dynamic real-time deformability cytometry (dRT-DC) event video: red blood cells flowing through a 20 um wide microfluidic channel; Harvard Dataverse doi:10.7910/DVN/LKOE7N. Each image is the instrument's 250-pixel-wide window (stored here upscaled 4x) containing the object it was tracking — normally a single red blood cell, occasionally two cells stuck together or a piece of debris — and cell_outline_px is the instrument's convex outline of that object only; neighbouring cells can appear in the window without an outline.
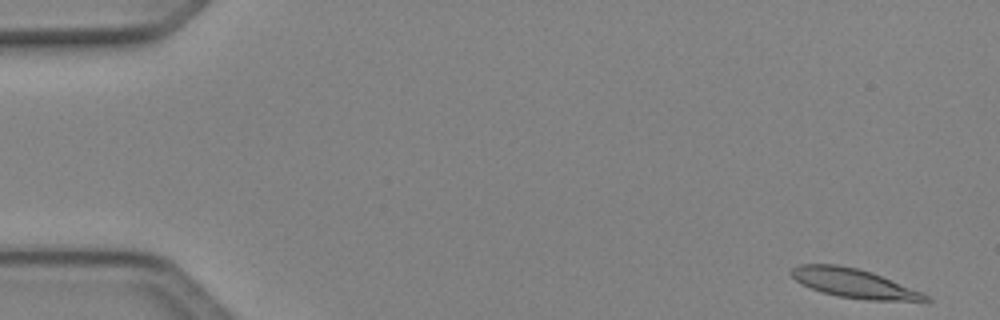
{"species": "Egyptian fruit bat (a non-hibernating species)", "species_latin": "Rousettus aegyptiacus", "temperature_condition": "cold", "stored_images_in_passage": 49, "camera_frame_rate_fps": 3000, "um_per_image_px": 0.085, "animal": {"sex": "female"}, "frame": {"image": 1, "passage_image": 1, "time_ms": 0.0, "image_size_px": [1000, 320], "cell_outline_px": [[932, 300], [868, 300], [836, 296], [820, 292], [796, 280], [788, 272], [792, 268], [800, 264], [836, 264], [856, 268], [872, 272], [924, 292]], "centroid_in_image_um": [72.57, 24.07], "position_along_channel_um": 12.4, "area_um2": 22.6}}
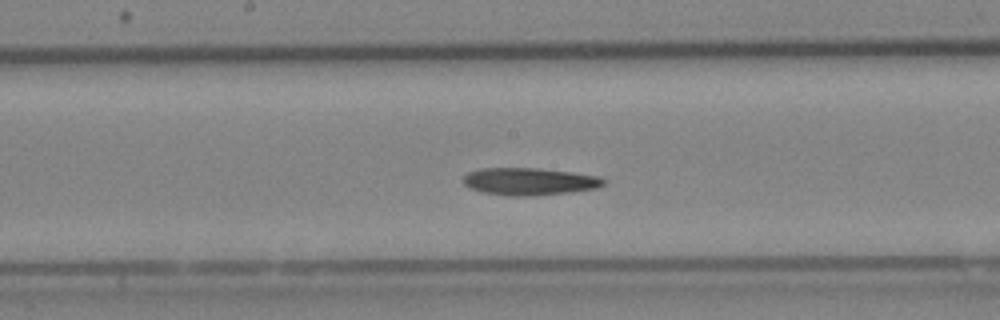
{"frame": {"image": 2, "passage_image": 25, "time_ms": 8.0, "image_size_px": [1000, 320], "cell_outline_px": [[608, 180], [604, 184], [596, 188], [568, 192], [536, 196], [508, 196], [480, 192], [468, 188], [460, 180], [468, 172], [480, 168], [536, 168], [600, 176]], "centroid_in_image_um": [44.94, 15.43], "position_along_channel_um": 203.3, "area_um2": 22.6}}
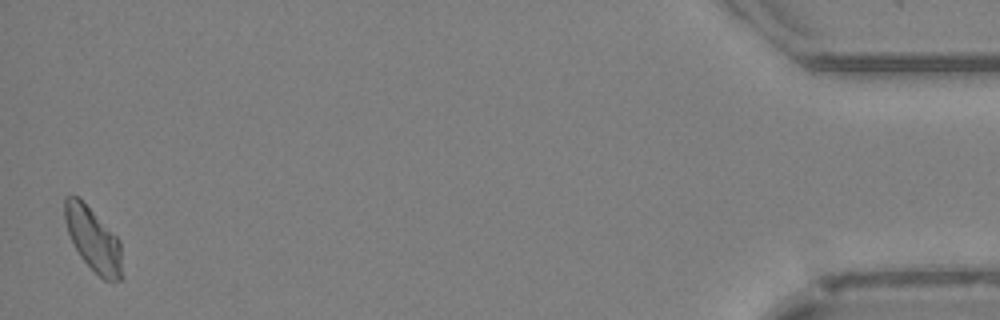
{"frame": {"image": 3, "passage_image": 48, "time_ms": 15.667, "image_size_px": [1000, 320], "cell_outline_px": [[124, 276], [120, 280], [104, 280], [80, 256], [72, 244], [64, 220], [64, 200], [68, 196], [76, 196], [120, 240]], "centroid_in_image_um": [7.94, 20.41], "position_along_channel_um": 427.3, "area_um2": 20.92}}